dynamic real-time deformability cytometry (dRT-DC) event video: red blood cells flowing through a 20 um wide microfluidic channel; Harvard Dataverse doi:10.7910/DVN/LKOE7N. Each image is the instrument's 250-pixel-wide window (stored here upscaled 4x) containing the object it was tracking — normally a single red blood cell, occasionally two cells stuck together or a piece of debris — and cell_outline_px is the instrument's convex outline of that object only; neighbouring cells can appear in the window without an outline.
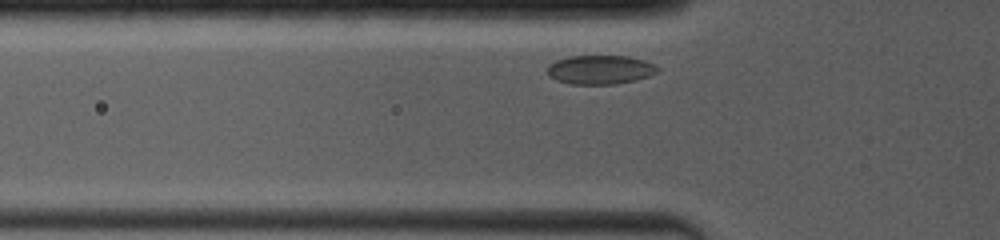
{"species": "common noctule bat (a hibernating species)", "species_latin": "Nyctalus noctula", "temperature_condition": "room temperature", "stored_images_in_passage": 51, "camera_frame_rate_fps": 4000, "um_per_image_px": 0.085, "animal": {"sex": "female", "body_mass_g": 19.0, "forearm_length_mm": 53.3}, "frame": {"image": 1, "passage_image": 4, "time_ms": 0.5, "image_size_px": [1000, 240], "cell_outline_px": [[660, 68], [656, 72], [648, 76], [636, 80], [612, 84], [572, 84], [556, 80], [548, 76], [548, 64], [556, 60], [572, 56], [628, 56], [644, 60], [656, 64]], "centroid_in_image_um": [51.02, 5.92], "position_along_channel_um": 74.8, "area_um2": 18.61}}
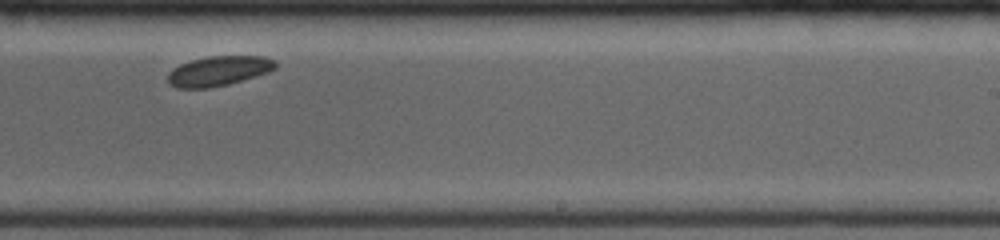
{"frame": {"image": 2, "passage_image": 30, "time_ms": 5.75, "image_size_px": [1000, 240], "cell_outline_px": [[276, 68], [268, 72], [228, 84], [208, 88], [176, 88], [168, 84], [168, 72], [172, 68], [180, 64], [192, 60], [208, 56], [264, 56], [276, 60]], "centroid_in_image_um": [18.56, 6.03], "position_along_channel_um": 270.4, "area_um2": 18.73}}
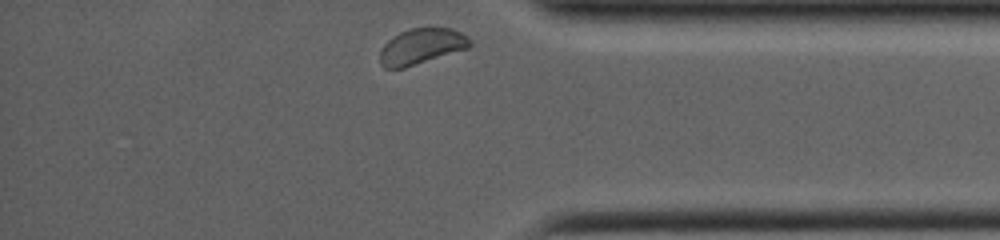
{"frame": {"image": 3, "passage_image": 50, "time_ms": 9.25, "image_size_px": [1000, 240], "cell_outline_px": [[472, 44], [468, 48], [404, 68], [384, 68], [380, 64], [380, 52], [384, 44], [392, 36], [400, 32], [412, 28], [452, 28], [468, 36]], "centroid_in_image_um": [35.82, 3.94], "position_along_channel_um": 399.4, "area_um2": 18.67}}